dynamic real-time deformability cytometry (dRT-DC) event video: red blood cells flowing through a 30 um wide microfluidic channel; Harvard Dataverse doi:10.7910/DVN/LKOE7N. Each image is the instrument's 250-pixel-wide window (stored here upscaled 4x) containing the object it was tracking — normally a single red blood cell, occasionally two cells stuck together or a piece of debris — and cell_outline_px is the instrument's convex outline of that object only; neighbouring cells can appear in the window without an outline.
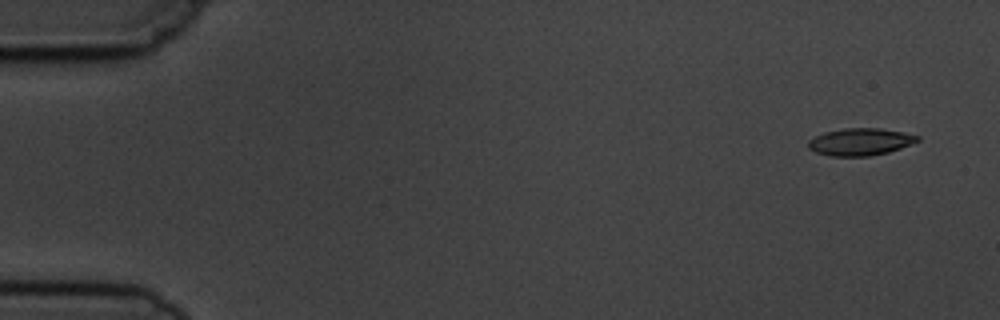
{"species": "common noctule bat (a hibernating species)", "species_latin": "Nyctalus noctula", "temperature_condition": "cold", "stored_images_in_passage": 6, "camera_frame_rate_fps": 3000, "um_per_image_px": 0.085, "animal": {"sex": "male", "body_mass_g": 19.5, "forearm_length_mm": 54.6}, "frame": {"image": 1, "passage_image": 1, "time_ms": 0.0, "image_size_px": [1000, 320], "cell_outline_px": [[920, 140], [900, 148], [888, 152], [868, 156], [832, 156], [816, 152], [808, 148], [808, 140], [824, 132], [844, 128], [880, 128], [904, 132], [920, 136]], "centroid_in_image_um": [73.12, 12.05], "position_along_channel_um": 11.9, "area_um2": 17.28}}